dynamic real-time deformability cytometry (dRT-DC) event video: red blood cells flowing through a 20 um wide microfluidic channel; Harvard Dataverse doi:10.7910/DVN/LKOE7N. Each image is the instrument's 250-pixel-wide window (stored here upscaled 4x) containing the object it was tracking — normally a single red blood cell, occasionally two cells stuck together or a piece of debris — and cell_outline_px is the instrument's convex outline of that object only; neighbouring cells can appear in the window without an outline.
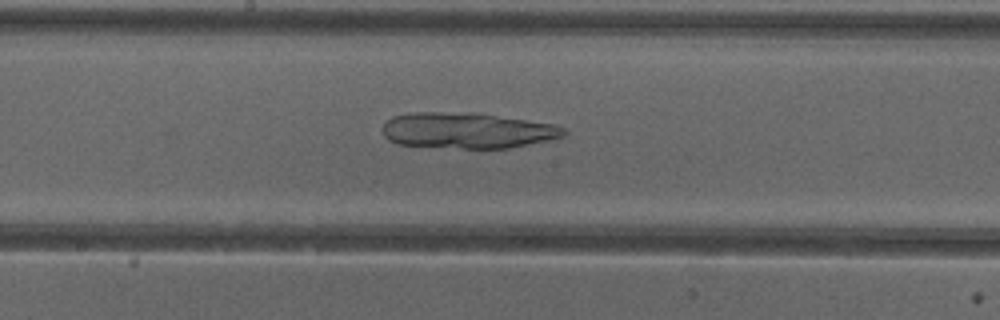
{"species": "common noctule bat (a hibernating species)", "species_latin": "Nyctalus noctula", "temperature_condition": "cold", "stored_images_in_passage": 35, "camera_frame_rate_fps": 3000, "um_per_image_px": 0.085, "animal": {"sex": "female"}, "frame": {"image": 1, "passage_image": 20, "time_ms": 6.333, "image_size_px": [1000, 320], "cell_outline_px": [[568, 132], [564, 136], [548, 140], [508, 148], [464, 148], [396, 144], [388, 140], [384, 136], [380, 128], [392, 116], [412, 112], [472, 112], [556, 124], [564, 128]], "centroid_in_image_um": [39.69, 11.08], "position_along_channel_um": 208.5, "area_um2": 37.97}}
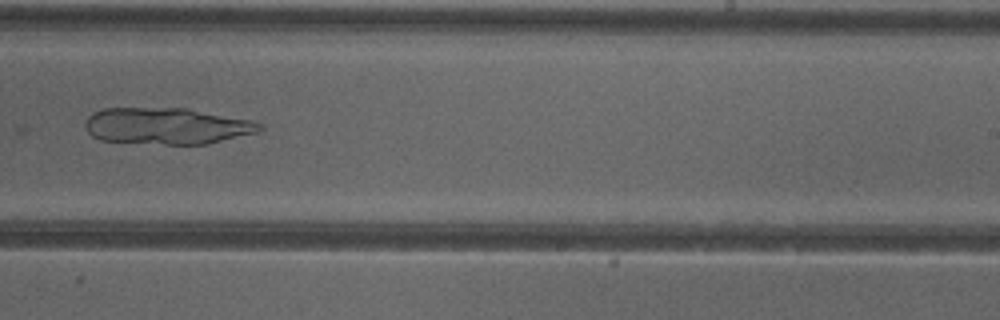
{"frame": {"image": 2, "passage_image": 25, "time_ms": 8.0, "image_size_px": [1000, 320], "cell_outline_px": [[264, 128], [256, 132], [208, 144], [164, 144], [100, 140], [92, 136], [84, 128], [84, 124], [88, 116], [92, 112], [104, 108], [184, 108], [252, 120], [264, 124]], "centroid_in_image_um": [14.15, 10.7], "position_along_channel_um": 274.8, "area_um2": 37.11}}